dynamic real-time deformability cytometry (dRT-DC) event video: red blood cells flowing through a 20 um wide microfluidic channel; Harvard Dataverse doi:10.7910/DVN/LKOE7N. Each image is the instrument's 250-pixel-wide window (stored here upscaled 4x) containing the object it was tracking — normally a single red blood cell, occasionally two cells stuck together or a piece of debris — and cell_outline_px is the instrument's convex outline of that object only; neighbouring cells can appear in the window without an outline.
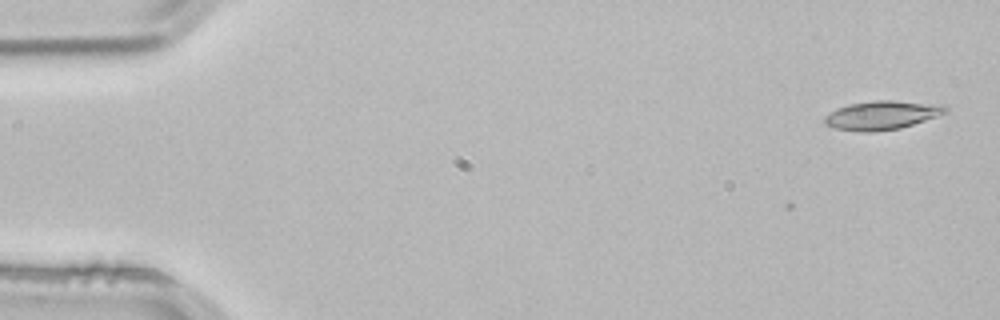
{"species": "common noctule bat (a hibernating species)", "species_latin": "Nyctalus noctula", "temperature_condition": "room temperature", "stored_images_in_passage": 2, "camera_frame_rate_fps": 3000, "um_per_image_px": 0.085, "animal": {"sex": "male", "body_mass_g": 21.5, "forearm_length_mm": 52.0}, "frame": {"image": 1, "passage_image": 2, "time_ms": 0.333, "image_size_px": [1000, 320], "cell_outline_px": [[948, 112], [900, 128], [872, 132], [864, 132], [836, 128], [824, 124], [824, 116], [836, 108], [848, 104], [876, 100], [892, 100], [944, 104], [948, 108]], "centroid_in_image_um": [74.96, 9.77], "position_along_channel_um": 10.0, "area_um2": 20.29}}